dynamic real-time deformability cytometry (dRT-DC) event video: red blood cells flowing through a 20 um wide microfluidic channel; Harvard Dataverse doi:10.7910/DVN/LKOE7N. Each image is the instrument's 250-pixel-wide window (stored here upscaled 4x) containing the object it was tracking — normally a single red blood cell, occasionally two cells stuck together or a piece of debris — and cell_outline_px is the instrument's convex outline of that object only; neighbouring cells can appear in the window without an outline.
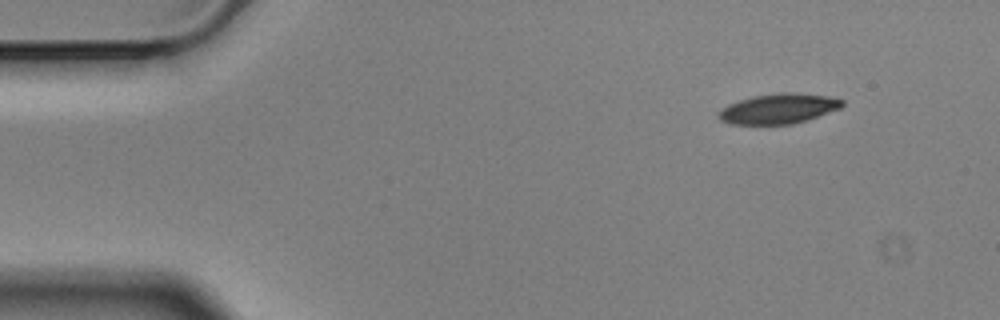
{"species": "Egyptian fruit bat (a non-hibernating species)", "species_latin": "Rousettus aegyptiacus", "temperature_condition": "cold", "stored_images_in_passage": 5, "camera_frame_rate_fps": 3000, "um_per_image_px": 0.085, "animal": {"sex": "male"}, "frame": {"image": 1, "passage_image": 1, "time_ms": 0.0, "image_size_px": [1000, 320], "cell_outline_px": [[844, 104], [840, 108], [808, 120], [792, 124], [728, 124], [720, 120], [716, 116], [728, 104], [752, 96], [780, 92], [792, 92], [828, 96], [844, 100]], "centroid_in_image_um": [66.18, 9.24], "position_along_channel_um": 18.8, "area_um2": 21.68}}
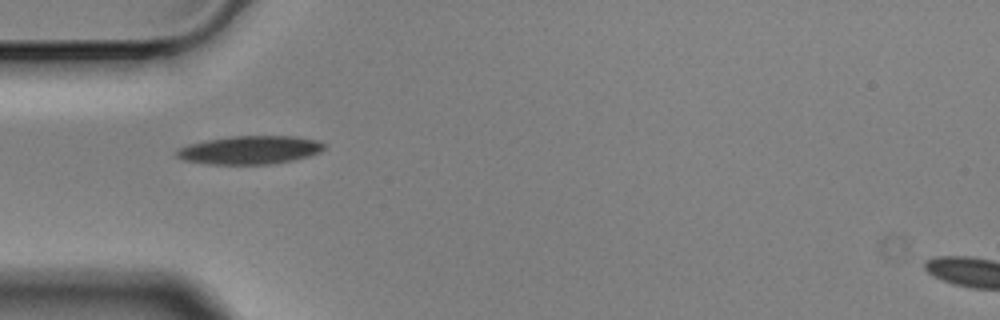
{"frame": {"image": 2, "passage_image": 4, "time_ms": 1.0, "image_size_px": [1000, 320], "cell_outline_px": [[324, 148], [320, 152], [308, 156], [292, 160], [268, 164], [208, 164], [184, 160], [176, 156], [176, 152], [180, 148], [188, 144], [228, 136], [296, 136], [316, 140], [324, 144]], "centroid_in_image_um": [21.23, 12.74], "position_along_channel_um": 63.8, "area_um2": 24.16}}
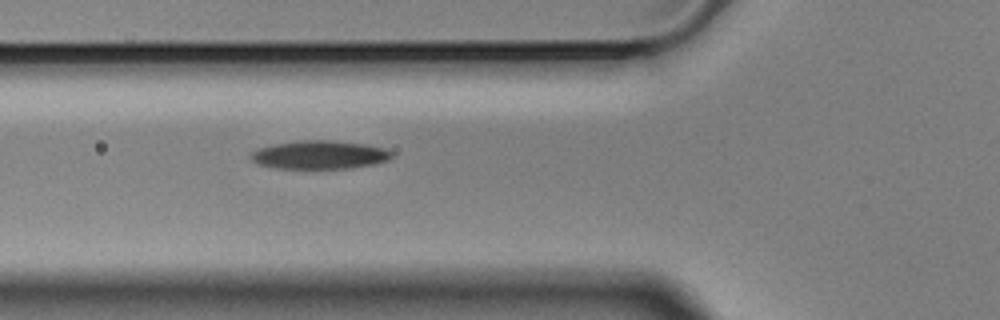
{"frame": {"image": 3, "passage_image": 5, "time_ms": 1.333, "image_size_px": [1000, 320], "cell_outline_px": [[392, 156], [388, 160], [372, 164], [352, 168], [276, 168], [260, 164], [252, 160], [252, 152], [260, 148], [276, 144], [300, 140], [332, 140], [364, 144], [384, 148], [392, 152]], "centroid_in_image_um": [27.2, 13.15], "position_along_channel_um": 98.6, "area_um2": 22.95}}